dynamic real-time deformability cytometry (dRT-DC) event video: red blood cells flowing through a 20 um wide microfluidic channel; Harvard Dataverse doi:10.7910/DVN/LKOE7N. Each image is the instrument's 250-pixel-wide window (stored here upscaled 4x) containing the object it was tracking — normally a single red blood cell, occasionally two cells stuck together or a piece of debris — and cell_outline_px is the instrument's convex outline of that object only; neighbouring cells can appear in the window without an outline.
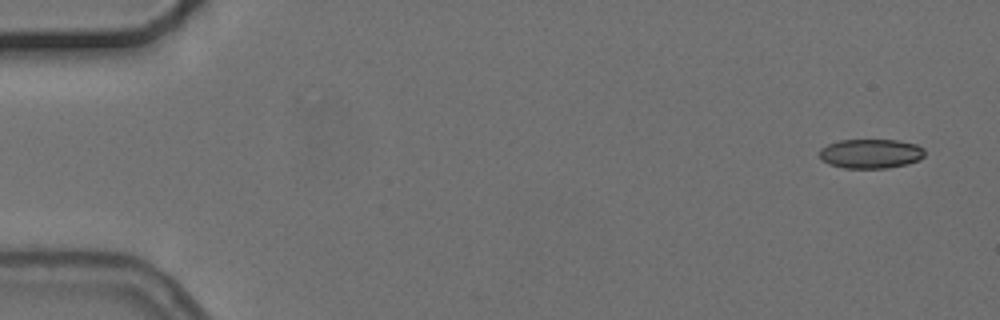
{"species": "common noctule bat (a hibernating species)", "species_latin": "Nyctalus noctula", "temperature_condition": "cold", "stored_images_in_passage": 5, "segment_of_instrument_passage": [1, 2], "camera_frame_rate_fps": 3000, "um_per_image_px": 0.085, "animal": {"sex": "female", "body_mass_g": 24.6, "forearm_length_mm": 56.2}, "frame": {"image": 1, "passage_image": 1, "time_ms": 0.0, "image_size_px": [1000, 320], "cell_outline_px": [[924, 156], [920, 160], [908, 164], [888, 168], [844, 168], [828, 164], [820, 160], [820, 148], [828, 144], [840, 140], [896, 140], [916, 144], [924, 148]], "centroid_in_image_um": [74.01, 13.07], "position_along_channel_um": 11.0, "area_um2": 18.21}}